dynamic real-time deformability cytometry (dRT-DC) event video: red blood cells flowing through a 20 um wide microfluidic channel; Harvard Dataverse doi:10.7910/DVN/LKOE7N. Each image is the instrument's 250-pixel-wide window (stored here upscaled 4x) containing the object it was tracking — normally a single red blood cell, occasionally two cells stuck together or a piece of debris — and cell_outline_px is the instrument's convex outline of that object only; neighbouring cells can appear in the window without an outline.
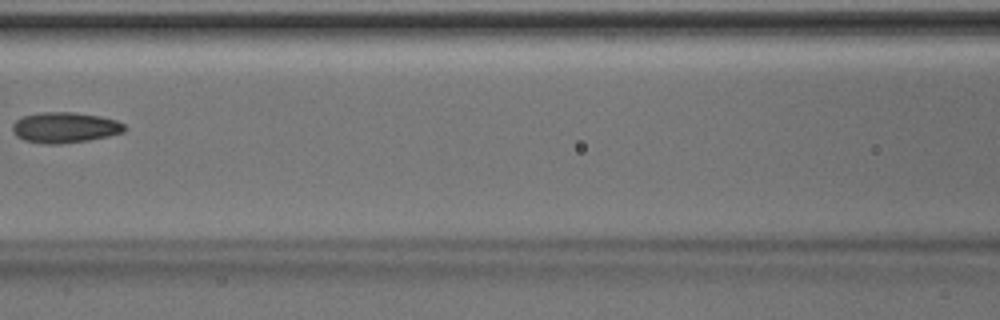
{"species": "Egyptian fruit bat (a non-hibernating species)", "species_latin": "Rousettus aegyptiacus", "temperature_condition": "room temperature", "stored_images_in_passage": 5, "camera_frame_rate_fps": 3000, "um_per_image_px": 0.085, "animal": {"sex": "male"}, "frame": {"image": 1, "passage_image": 5, "time_ms": 1.333, "image_size_px": [1000, 320], "cell_outline_px": [[128, 128], [124, 132], [108, 136], [88, 140], [60, 144], [44, 144], [24, 140], [16, 136], [12, 132], [12, 124], [16, 120], [24, 116], [40, 112], [72, 112], [100, 116], [116, 120], [124, 124]], "centroid_in_image_um": [5.51, 10.84], "position_along_channel_um": 161.1, "area_um2": 20.11}}